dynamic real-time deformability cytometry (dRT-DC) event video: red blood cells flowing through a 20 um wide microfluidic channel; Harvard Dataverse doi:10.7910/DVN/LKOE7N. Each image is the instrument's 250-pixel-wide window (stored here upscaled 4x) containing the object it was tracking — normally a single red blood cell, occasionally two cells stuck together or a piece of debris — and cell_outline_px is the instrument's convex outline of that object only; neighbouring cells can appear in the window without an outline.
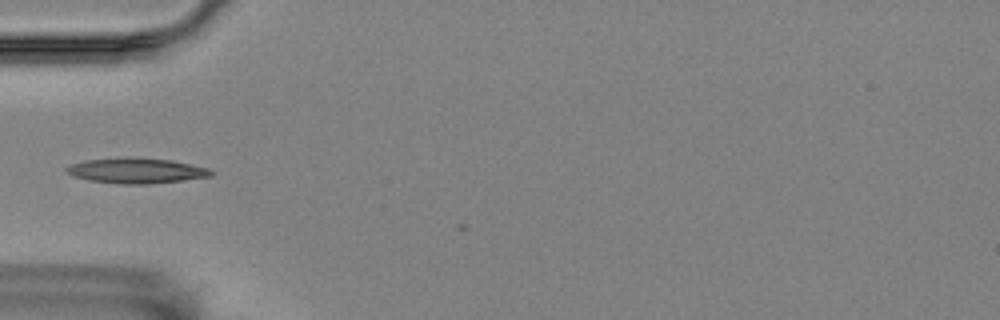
{"species": "Egyptian fruit bat (a non-hibernating species)", "species_latin": "Rousettus aegyptiacus", "temperature_condition": "room temperature", "stored_images_in_passage": 4, "camera_frame_rate_fps": 3000, "um_per_image_px": 0.085, "animal": {"sex": "female"}, "frame": {"image": 1, "passage_image": 1, "time_ms": 0.0, "image_size_px": [1000, 320], "cell_outline_px": [[212, 176], [184, 180], [148, 184], [120, 184], [88, 180], [72, 176], [64, 168], [72, 164], [88, 160], [172, 160], [208, 168], [212, 172]], "centroid_in_image_um": [11.62, 14.56], "position_along_channel_um": 73.4, "area_um2": 20.17}}